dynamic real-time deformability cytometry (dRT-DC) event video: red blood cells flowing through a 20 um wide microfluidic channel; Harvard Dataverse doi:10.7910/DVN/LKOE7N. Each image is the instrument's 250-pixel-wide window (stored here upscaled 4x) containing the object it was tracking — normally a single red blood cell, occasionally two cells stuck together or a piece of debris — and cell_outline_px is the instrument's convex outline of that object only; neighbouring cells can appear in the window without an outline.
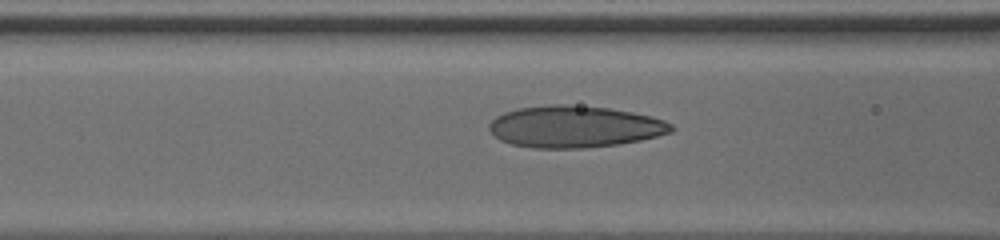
{"species": "human", "species_latin": "Homo sapiens", "temperature_condition": "cold", "stored_images_in_passage": 44, "camera_frame_rate_fps": 3000, "um_per_image_px": 0.085, "donor": {"sex": "male"}, "frame": {"image": 1, "passage_image": 19, "time_ms": 6.0, "image_size_px": [1000, 240], "cell_outline_px": [[676, 128], [672, 132], [640, 140], [620, 144], [584, 148], [532, 148], [512, 144], [500, 140], [488, 128], [488, 124], [496, 116], [504, 112], [516, 108], [552, 104], [560, 104], [608, 108], [632, 112], [664, 120], [672, 124]], "centroid_in_image_um": [48.83, 10.77], "position_along_channel_um": 117.8, "area_um2": 44.33}}
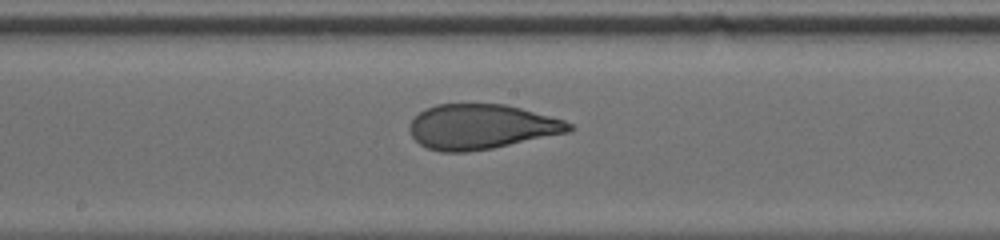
{"frame": {"image": 2, "passage_image": 26, "time_ms": 8.333, "image_size_px": [1000, 240], "cell_outline_px": [[576, 128], [568, 132], [492, 148], [468, 152], [440, 152], [428, 148], [420, 144], [412, 136], [408, 128], [408, 124], [424, 108], [436, 104], [504, 104], [520, 108], [564, 120], [572, 124]], "centroid_in_image_um": [40.88, 10.77], "position_along_channel_um": 207.3, "area_um2": 41.62}}
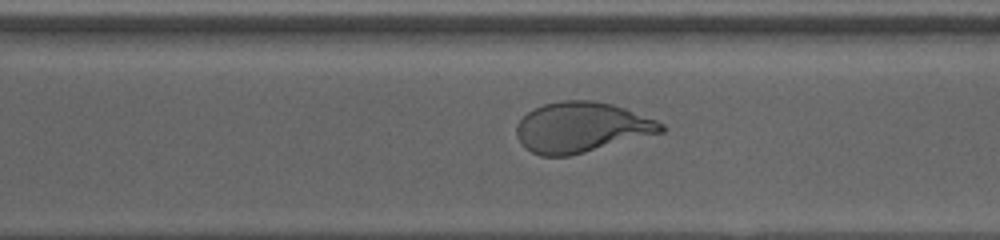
{"frame": {"image": 3, "passage_image": 35, "time_ms": 11.333, "image_size_px": [1000, 240], "cell_outline_px": [[668, 128], [664, 132], [568, 156], [540, 156], [524, 148], [516, 136], [516, 128], [520, 120], [528, 112], [544, 104], [564, 100], [592, 100], [612, 104], [624, 108], [656, 120], [664, 124]], "centroid_in_image_um": [49.43, 10.83], "position_along_channel_um": 321.2, "area_um2": 42.25}}